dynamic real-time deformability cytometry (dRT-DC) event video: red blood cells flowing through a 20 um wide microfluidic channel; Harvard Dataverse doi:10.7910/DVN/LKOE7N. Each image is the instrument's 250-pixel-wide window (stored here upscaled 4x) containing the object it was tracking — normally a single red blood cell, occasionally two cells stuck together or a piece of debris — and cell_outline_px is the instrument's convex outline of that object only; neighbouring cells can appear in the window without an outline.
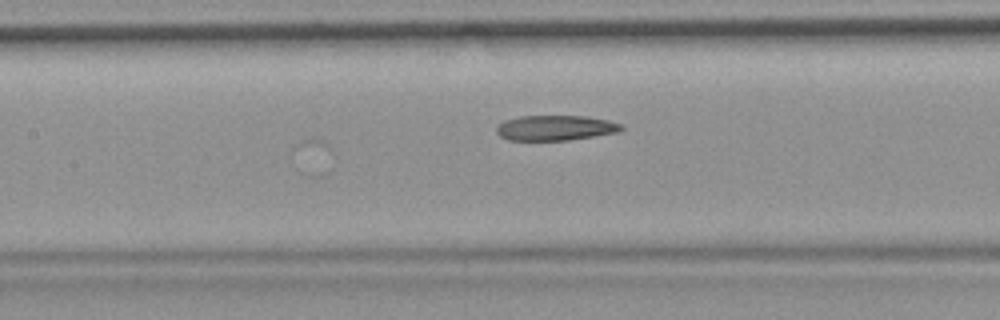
{"species": "common noctule bat (a hibernating species)", "species_latin": "Nyctalus noctula", "temperature_condition": "room temperature", "stored_images_in_passage": 29, "camera_frame_rate_fps": 3000, "um_per_image_px": 0.085, "animal": {"sex": "female", "body_mass_g": 19.9}, "frame": {"image": 1, "passage_image": 29, "time_ms": 9.333, "image_size_px": [1000, 320], "cell_outline_px": [[624, 128], [620, 132], [568, 140], [508, 140], [500, 136], [496, 132], [496, 128], [504, 120], [520, 116], [584, 116], [608, 120], [620, 124]], "centroid_in_image_um": [47.2, 10.87], "position_along_channel_um": 160.2, "area_um2": 18.26}}